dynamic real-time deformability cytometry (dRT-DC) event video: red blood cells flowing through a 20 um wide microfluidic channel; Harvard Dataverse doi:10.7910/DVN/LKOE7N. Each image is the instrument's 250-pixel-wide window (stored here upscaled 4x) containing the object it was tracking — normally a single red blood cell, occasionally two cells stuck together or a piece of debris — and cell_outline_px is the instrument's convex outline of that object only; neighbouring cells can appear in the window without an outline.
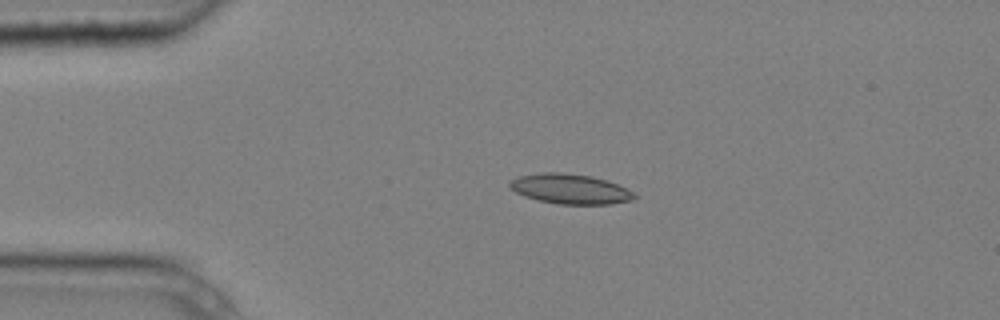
{"species": "common noctule bat (a hibernating species)", "species_latin": "Nyctalus noctula", "temperature_condition": "cold", "stored_images_in_passage": 3, "camera_frame_rate_fps": 3000, "um_per_image_px": 0.085, "animal": {"sex": "male", "body_mass_g": 20.4}, "frame": {"image": 1, "passage_image": 2, "time_ms": 0.333, "image_size_px": [1000, 320], "cell_outline_px": [[636, 200], [612, 204], [560, 204], [536, 200], [524, 196], [516, 192], [508, 184], [508, 180], [520, 176], [544, 172], [560, 172], [592, 176], [628, 188], [636, 196]], "centroid_in_image_um": [48.47, 16.07], "position_along_channel_um": 36.5, "area_um2": 21.79}}